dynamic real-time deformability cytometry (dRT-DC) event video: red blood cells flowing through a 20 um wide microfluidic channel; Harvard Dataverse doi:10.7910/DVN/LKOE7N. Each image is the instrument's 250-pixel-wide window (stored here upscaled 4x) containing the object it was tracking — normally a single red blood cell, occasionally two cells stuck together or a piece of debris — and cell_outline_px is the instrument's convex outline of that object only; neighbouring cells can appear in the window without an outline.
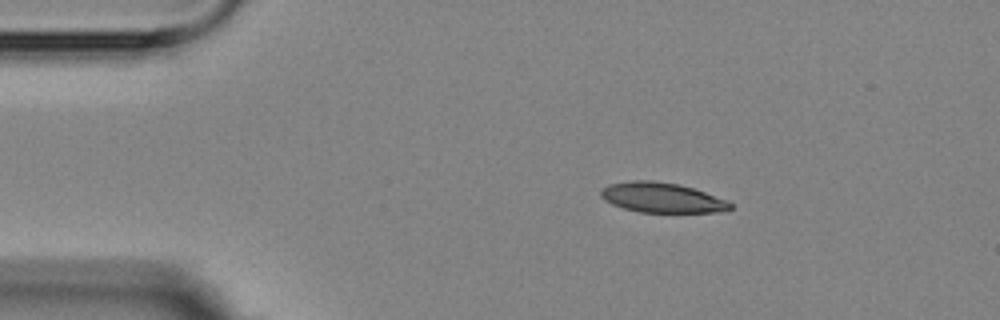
{"species": "Egyptian fruit bat (a non-hibernating species)", "species_latin": "Rousettus aegyptiacus", "temperature_condition": "room temperature", "stored_images_in_passage": 3, "camera_frame_rate_fps": 3000, "um_per_image_px": 0.085, "animal": {"sex": "female"}, "frame": {"image": 1, "passage_image": 1, "time_ms": 0.0, "image_size_px": [1000, 320], "cell_outline_px": [[732, 208], [720, 212], [640, 212], [624, 208], [612, 204], [604, 200], [600, 196], [600, 192], [608, 184], [632, 180], [652, 180], [680, 184], [728, 200], [732, 204]], "centroid_in_image_um": [56.26, 16.79], "position_along_channel_um": 28.7, "area_um2": 22.6}}
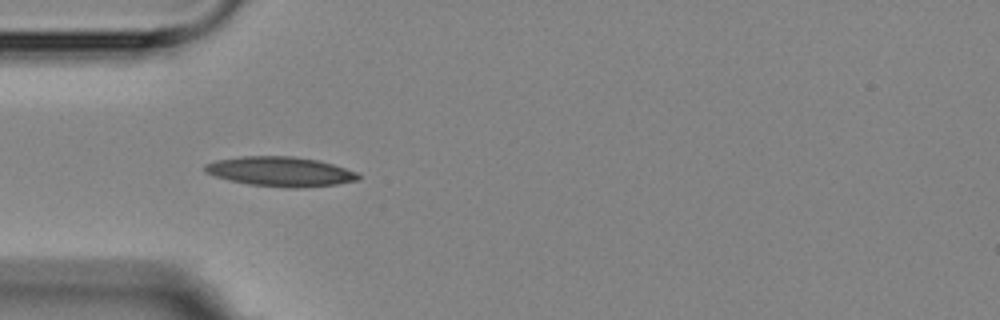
{"frame": {"image": 2, "passage_image": 2, "time_ms": 2.333, "image_size_px": [1000, 320], "cell_outline_px": [[360, 180], [336, 184], [296, 188], [284, 188], [248, 184], [228, 180], [204, 172], [204, 164], [216, 160], [240, 156], [292, 156], [316, 160], [332, 164], [356, 172], [360, 176]], "centroid_in_image_um": [23.79, 14.58], "position_along_channel_um": 61.2, "area_um2": 26.47}}
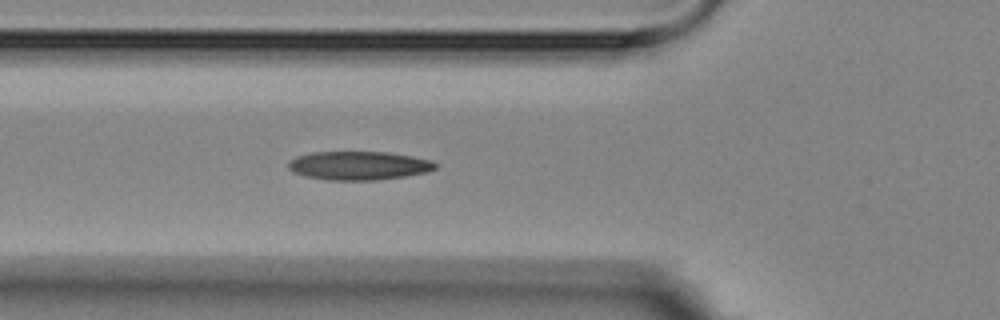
{"frame": {"image": 3, "passage_image": 3, "time_ms": 3.333, "image_size_px": [1000, 320], "cell_outline_px": [[440, 164], [436, 168], [428, 172], [404, 176], [376, 180], [328, 180], [304, 176], [292, 172], [288, 168], [288, 160], [296, 156], [312, 152], [388, 152], [412, 156], [432, 160]], "centroid_in_image_um": [30.49, 14.07], "position_along_channel_um": 95.3, "area_um2": 24.8}}